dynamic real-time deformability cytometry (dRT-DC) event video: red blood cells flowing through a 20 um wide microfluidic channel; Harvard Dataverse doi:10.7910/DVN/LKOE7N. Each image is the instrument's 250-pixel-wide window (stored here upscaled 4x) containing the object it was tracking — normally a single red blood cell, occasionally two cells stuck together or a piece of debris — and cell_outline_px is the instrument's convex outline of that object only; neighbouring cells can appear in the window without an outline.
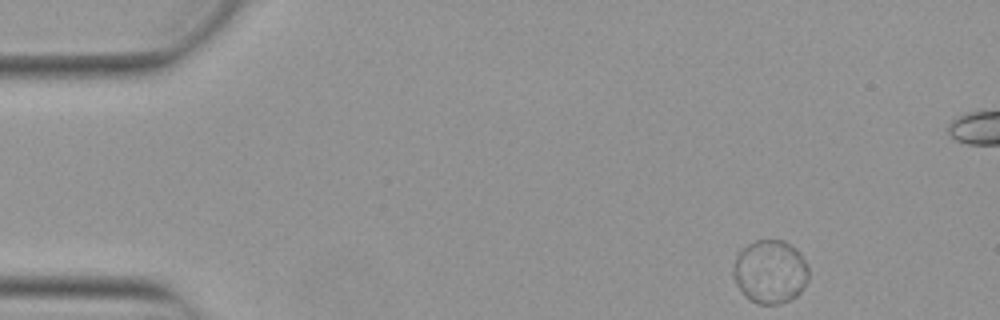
{"species": "Egyptian fruit bat (a non-hibernating species)", "species_latin": "Rousettus aegyptiacus", "temperature_condition": "warm", "stored_images_in_passage": 49, "segment_of_instrument_passage": [1, 2], "camera_frame_rate_fps": 3000, "um_per_image_px": 0.085, "animal": {"sex": "female"}, "frame": {"image": 1, "passage_image": 1, "time_ms": 0.0, "image_size_px": [1000, 320], "cell_outline_px": [[808, 280], [800, 292], [796, 296], [788, 300], [776, 304], [760, 304], [748, 300], [736, 284], [732, 276], [732, 268], [736, 252], [740, 248], [756, 240], [784, 240], [796, 248], [800, 252], [808, 268]], "centroid_in_image_um": [65.42, 23.07], "position_along_channel_um": 19.6, "area_um2": 28.26}}
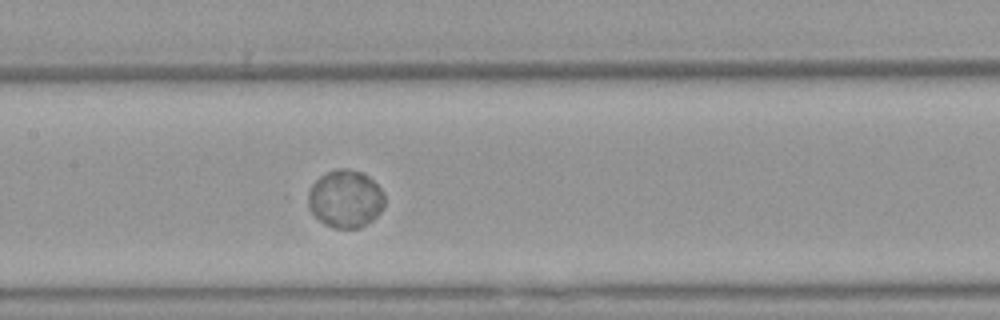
{"frame": {"image": 2, "passage_image": 21, "time_ms": 6.667, "image_size_px": [1000, 320], "cell_outline_px": [[384, 208], [368, 224], [360, 228], [332, 228], [324, 224], [308, 208], [300, 196], [320, 176], [336, 168], [348, 168], [364, 172], [384, 192]], "centroid_in_image_um": [29.29, 16.89], "position_along_channel_um": 178.1, "area_um2": 26.59}}
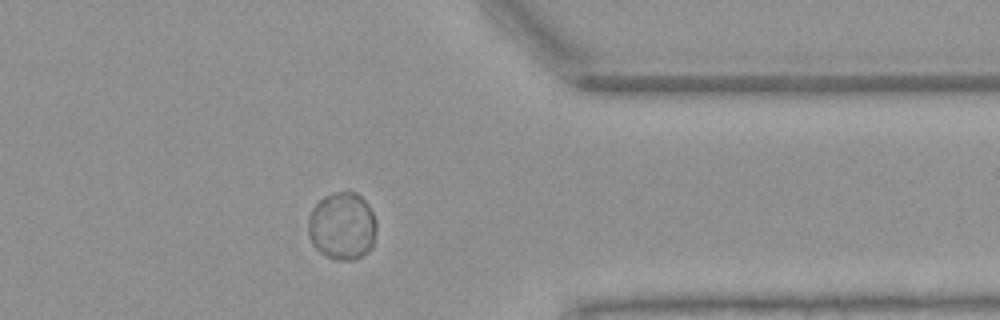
{"frame": {"image": 3, "passage_image": 38, "time_ms": 12.333, "image_size_px": [1000, 320], "cell_outline_px": [[376, 228], [372, 248], [368, 252], [352, 260], [336, 260], [324, 256], [312, 244], [308, 236], [308, 216], [312, 208], [324, 196], [336, 192], [356, 192], [368, 204], [376, 220]], "centroid_in_image_um": [29.07, 19.23], "position_along_channel_um": 382.3, "area_um2": 27.11}}